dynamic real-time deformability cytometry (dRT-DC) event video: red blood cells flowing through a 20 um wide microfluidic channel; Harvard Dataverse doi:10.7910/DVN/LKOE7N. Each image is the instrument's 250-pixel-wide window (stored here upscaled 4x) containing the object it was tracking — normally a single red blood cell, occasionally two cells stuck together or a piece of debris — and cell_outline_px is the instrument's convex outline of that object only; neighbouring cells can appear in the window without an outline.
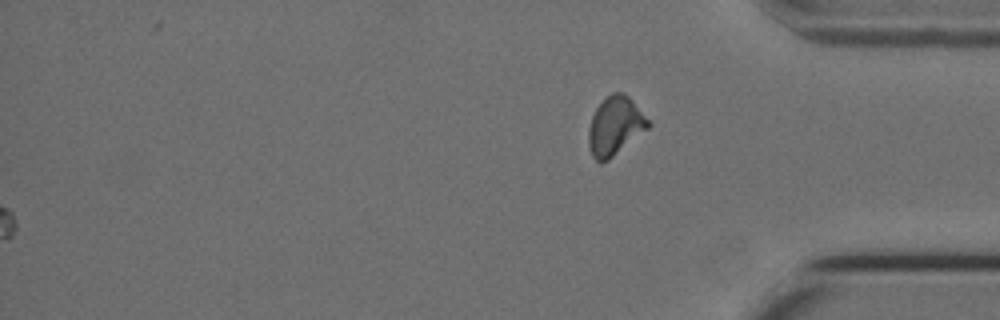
{"species": "Egyptian fruit bat (a non-hibernating species)", "species_latin": "Rousettus aegyptiacus", "temperature_condition": "cold", "stored_images_in_passage": 46, "camera_frame_rate_fps": 3000, "um_per_image_px": 0.085, "animal": {"sex": "female"}, "frame": {"image": 1, "passage_image": 46, "time_ms": 15.0, "image_size_px": [1000, 320], "cell_outline_px": [[652, 124], [648, 128], [608, 160], [600, 164], [592, 156], [588, 144], [588, 128], [592, 116], [596, 108], [612, 92], [624, 92], [632, 100]], "centroid_in_image_um": [52.26, 10.72], "position_along_channel_um": 382.9, "area_um2": 20.17}}